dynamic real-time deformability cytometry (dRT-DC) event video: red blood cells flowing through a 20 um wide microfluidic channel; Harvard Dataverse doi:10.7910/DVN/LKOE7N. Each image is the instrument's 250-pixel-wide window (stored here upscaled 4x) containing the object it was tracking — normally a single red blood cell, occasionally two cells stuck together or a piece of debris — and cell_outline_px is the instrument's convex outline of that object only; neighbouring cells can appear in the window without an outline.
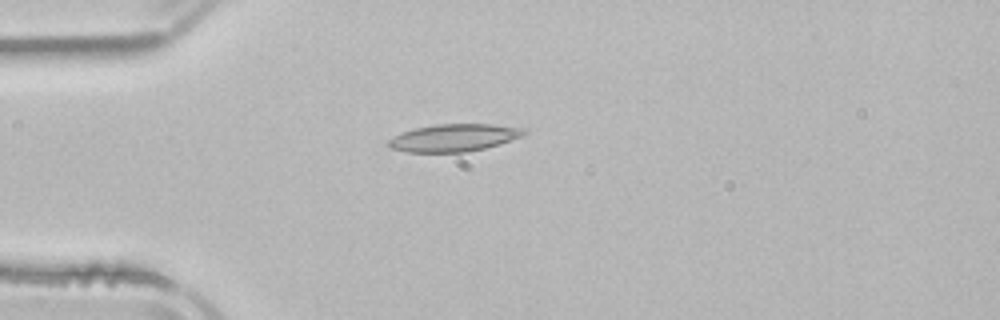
{"species": "common noctule bat (a hibernating species)", "species_latin": "Nyctalus noctula", "temperature_condition": "room temperature", "stored_images_in_passage": 1, "camera_frame_rate_fps": 3000, "um_per_image_px": 0.085, "animal": {"sex": "male", "body_mass_g": 21.5, "forearm_length_mm": 52.0}, "frame": {"image": 1, "passage_image": 1, "time_ms": 0.0, "image_size_px": [1000, 320], "cell_outline_px": [[528, 132], [520, 136], [500, 144], [484, 148], [464, 152], [408, 152], [392, 148], [388, 144], [388, 140], [392, 136], [416, 128], [436, 124], [488, 124], [524, 128]], "centroid_in_image_um": [38.57, 11.7], "position_along_channel_um": 46.4, "area_um2": 21.39}}